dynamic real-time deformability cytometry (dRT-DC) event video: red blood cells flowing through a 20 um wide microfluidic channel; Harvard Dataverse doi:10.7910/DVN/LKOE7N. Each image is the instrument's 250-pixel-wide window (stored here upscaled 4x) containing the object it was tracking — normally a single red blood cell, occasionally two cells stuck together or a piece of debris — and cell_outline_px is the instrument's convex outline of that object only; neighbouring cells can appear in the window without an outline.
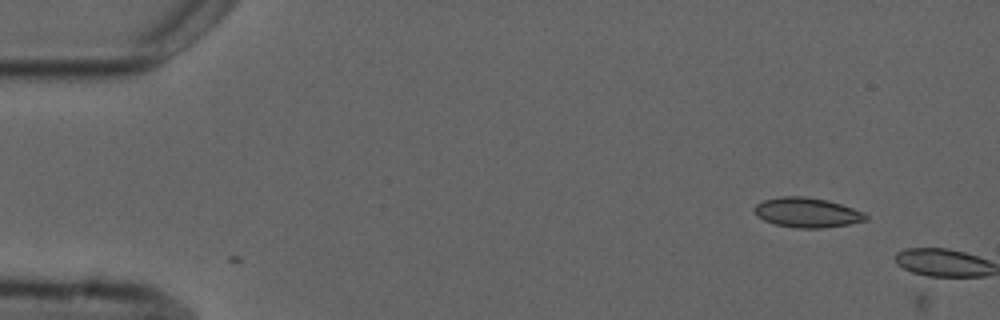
{"species": "common noctule bat (a hibernating species)", "species_latin": "Nyctalus noctula", "temperature_condition": "cold", "stored_images_in_passage": 2, "camera_frame_rate_fps": 3000, "um_per_image_px": 0.085, "animal": {"sex": "male", "forearm_length_mm": 52.5}, "frame": {"image": 1, "passage_image": 1, "time_ms": 0.0, "image_size_px": [1000, 320], "cell_outline_px": [[868, 220], [848, 224], [824, 228], [796, 228], [776, 224], [764, 220], [756, 216], [752, 208], [756, 204], [764, 200], [780, 196], [804, 196], [828, 200], [864, 212], [868, 216]], "centroid_in_image_um": [68.58, 18.06], "position_along_channel_um": 16.4, "area_um2": 19.42}}